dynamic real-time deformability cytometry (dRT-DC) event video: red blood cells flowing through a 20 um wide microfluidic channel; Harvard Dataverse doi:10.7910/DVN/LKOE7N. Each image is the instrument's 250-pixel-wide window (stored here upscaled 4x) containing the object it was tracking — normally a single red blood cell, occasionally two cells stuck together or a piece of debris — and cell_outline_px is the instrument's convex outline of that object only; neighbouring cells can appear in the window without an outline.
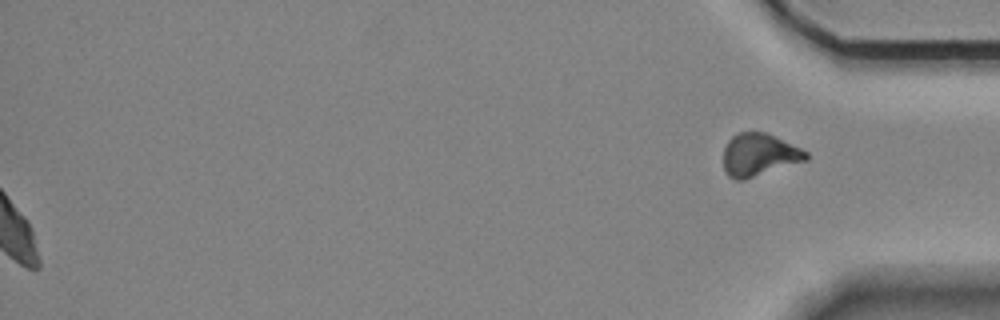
{"species": "Egyptian fruit bat (a non-hibernating species)", "species_latin": "Rousettus aegyptiacus", "temperature_condition": "room temperature", "stored_images_in_passage": 54, "segment_of_instrument_passage": [2, 2], "camera_frame_rate_fps": 3000, "um_per_image_px": 0.085, "animal": {"sex": "female"}, "frame": {"image": 1, "passage_image": 54, "time_ms": 17.667, "image_size_px": [1000, 320], "cell_outline_px": [[808, 160], [744, 180], [736, 180], [728, 176], [724, 172], [724, 148], [728, 140], [732, 136], [740, 132], [768, 132], [808, 152]], "centroid_in_image_um": [64.52, 13.16], "position_along_channel_um": 370.7, "area_um2": 20.69}}